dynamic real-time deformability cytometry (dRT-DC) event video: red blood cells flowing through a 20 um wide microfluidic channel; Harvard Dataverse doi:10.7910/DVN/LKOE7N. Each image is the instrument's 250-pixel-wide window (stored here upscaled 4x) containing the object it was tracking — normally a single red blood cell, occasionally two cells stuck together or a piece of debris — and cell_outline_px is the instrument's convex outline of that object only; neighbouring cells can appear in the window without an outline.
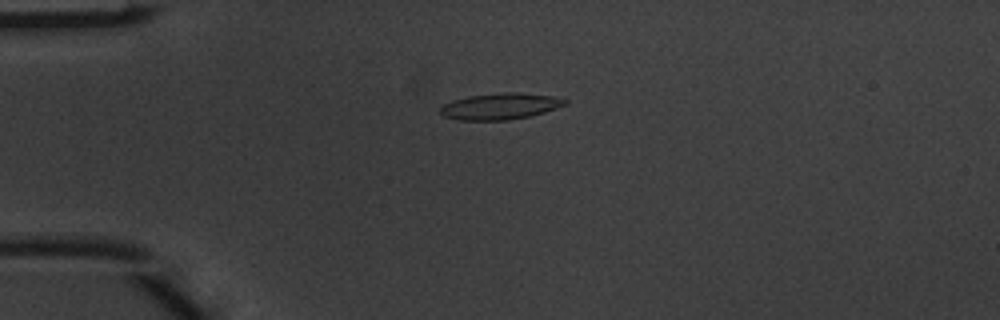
{"species": "common noctule bat (a hibernating species)", "species_latin": "Nyctalus noctula", "temperature_condition": "warm", "stored_images_in_passage": 3, "camera_frame_rate_fps": 3000, "um_per_image_px": 0.085, "animal": {"sex": "male", "body_mass_g": 20.1, "forearm_length_mm": 53.5}, "frame": {"image": 1, "passage_image": 1, "time_ms": 0.0, "image_size_px": [1000, 320], "cell_outline_px": [[568, 104], [544, 112], [528, 116], [508, 120], [460, 120], [444, 116], [440, 112], [440, 108], [444, 104], [452, 100], [468, 96], [504, 92], [516, 92], [552, 96], [568, 100]], "centroid_in_image_um": [42.52, 9.03], "position_along_channel_um": 42.5, "area_um2": 19.02}}